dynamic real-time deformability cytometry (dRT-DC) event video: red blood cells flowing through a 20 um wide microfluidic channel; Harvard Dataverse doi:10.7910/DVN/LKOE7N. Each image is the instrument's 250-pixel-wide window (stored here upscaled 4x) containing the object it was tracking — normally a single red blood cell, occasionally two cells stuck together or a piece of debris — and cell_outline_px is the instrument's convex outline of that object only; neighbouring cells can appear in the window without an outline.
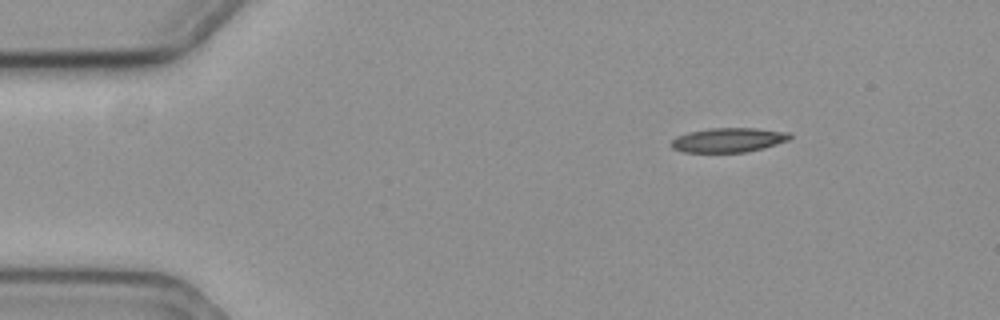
{"species": "common noctule bat (a hibernating species)", "species_latin": "Nyctalus noctula", "temperature_condition": "cold", "stored_images_in_passage": 8, "camera_frame_rate_fps": 3000, "um_per_image_px": 0.085, "animal": {"sex": "female", "body_mass_g": 19.3, "forearm_length_mm": 54.1}, "frame": {"image": 1, "passage_image": 8, "time_ms": 2.333, "image_size_px": [1000, 320], "cell_outline_px": [[792, 136], [788, 140], [764, 148], [744, 152], [684, 152], [672, 148], [672, 140], [676, 136], [688, 132], [708, 128], [756, 128], [788, 132]], "centroid_in_image_um": [61.91, 11.89], "position_along_channel_um": 23.1, "area_um2": 16.82}}